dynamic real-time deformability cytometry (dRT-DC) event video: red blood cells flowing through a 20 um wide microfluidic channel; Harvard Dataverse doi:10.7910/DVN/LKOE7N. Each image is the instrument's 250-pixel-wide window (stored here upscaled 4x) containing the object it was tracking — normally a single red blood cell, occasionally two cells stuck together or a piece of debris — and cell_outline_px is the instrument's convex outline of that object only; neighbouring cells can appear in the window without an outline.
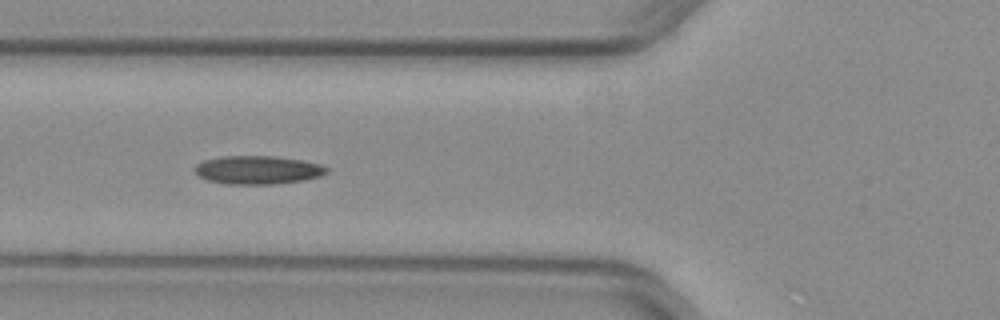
{"species": "common noctule bat (a hibernating species)", "species_latin": "Nyctalus noctula", "temperature_condition": "warm", "stored_images_in_passage": 39, "camera_frame_rate_fps": 3000, "um_per_image_px": 0.085, "animal": {"sex": "female", "body_mass_g": 29.2, "forearm_length_mm": 56.3}, "frame": {"image": 1, "passage_image": 6, "time_ms": 1.667, "image_size_px": [1000, 320], "cell_outline_px": [[328, 172], [320, 176], [304, 180], [272, 184], [228, 184], [208, 180], [200, 176], [192, 168], [196, 164], [204, 160], [224, 156], [272, 156], [300, 160], [320, 164], [328, 168]], "centroid_in_image_um": [21.9, 14.44], "position_along_channel_um": 103.9, "area_um2": 21.68}}
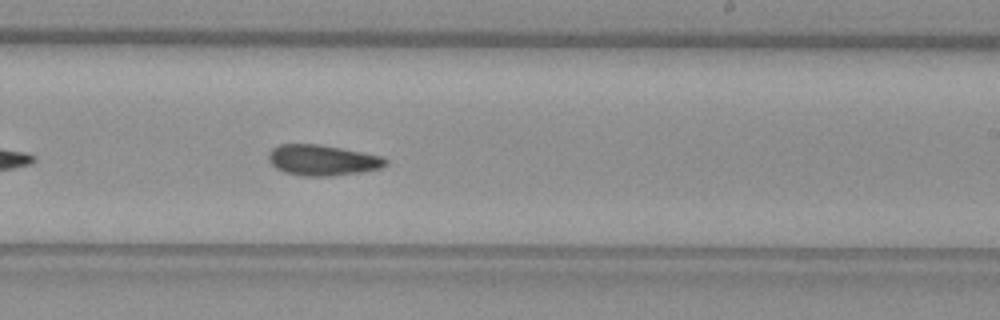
{"frame": {"image": 2, "passage_image": 18, "time_ms": 5.667, "image_size_px": [1000, 320], "cell_outline_px": [[388, 164], [380, 168], [360, 172], [332, 176], [300, 176], [284, 172], [276, 168], [268, 160], [268, 152], [272, 148], [280, 144], [320, 144], [384, 156], [388, 160]], "centroid_in_image_um": [27.41, 13.61], "position_along_channel_um": 261.6, "area_um2": 21.15}}
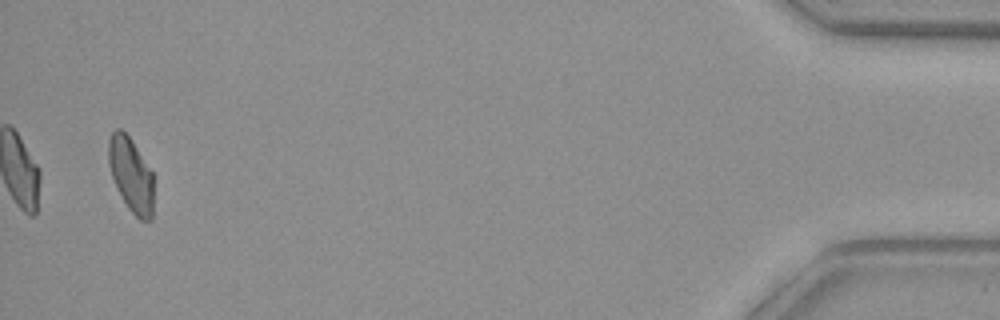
{"frame": {"image": 3, "passage_image": 37, "time_ms": 12.0, "image_size_px": [1000, 320], "cell_outline_px": [[152, 220], [140, 220], [128, 208], [120, 196], [116, 188], [108, 164], [108, 140], [112, 132], [116, 128], [120, 128], [132, 140], [152, 172]], "centroid_in_image_um": [11.1, 14.84], "position_along_channel_um": 424.1, "area_um2": 19.48}}